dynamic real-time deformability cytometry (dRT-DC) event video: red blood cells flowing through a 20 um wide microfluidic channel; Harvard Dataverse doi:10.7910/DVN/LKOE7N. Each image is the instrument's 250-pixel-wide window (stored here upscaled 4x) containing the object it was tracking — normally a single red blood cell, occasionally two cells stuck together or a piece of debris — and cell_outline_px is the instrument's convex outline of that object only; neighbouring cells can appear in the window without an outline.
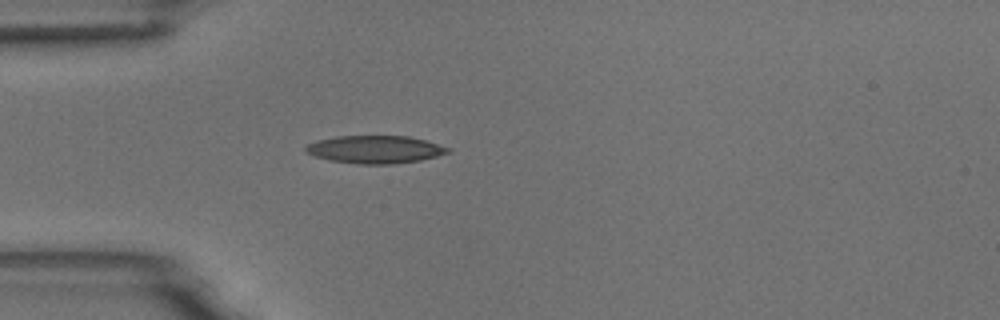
{"species": "common noctule bat (a hibernating species)", "species_latin": "Nyctalus noctula", "temperature_condition": "room temperature", "stored_images_in_passage": 1, "camera_frame_rate_fps": 3000, "um_per_image_px": 0.085, "animal": {"sex": "male", "body_mass_g": 18.8}, "frame": {"image": 1, "passage_image": 1, "time_ms": 0.0, "image_size_px": [1000, 320], "cell_outline_px": [[452, 152], [420, 160], [392, 164], [360, 164], [328, 160], [316, 156], [308, 152], [304, 148], [308, 144], [316, 140], [336, 136], [408, 136], [424, 140], [452, 148]], "centroid_in_image_um": [31.91, 12.7], "position_along_channel_um": 53.1, "area_um2": 22.95}}